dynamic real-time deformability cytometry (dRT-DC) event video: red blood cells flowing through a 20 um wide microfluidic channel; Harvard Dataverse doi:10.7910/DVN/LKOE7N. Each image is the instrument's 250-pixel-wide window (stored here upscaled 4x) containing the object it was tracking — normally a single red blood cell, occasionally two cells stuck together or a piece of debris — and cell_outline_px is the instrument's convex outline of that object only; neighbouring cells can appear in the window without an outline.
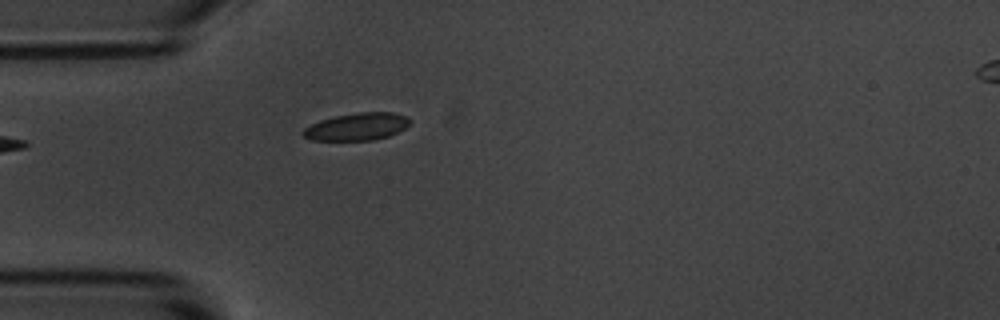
{"species": "common noctule bat (a hibernating species)", "species_latin": "Nyctalus noctula", "temperature_condition": "room temperature", "stored_images_in_passage": 4, "camera_frame_rate_fps": 3000, "um_per_image_px": 0.085, "animal": {"sex": "male", "body_mass_g": 20.1, "forearm_length_mm": 53.5}, "frame": {"image": 1, "passage_image": 4, "time_ms": 4.0, "image_size_px": [1000, 320], "cell_outline_px": [[412, 120], [404, 128], [388, 136], [372, 140], [308, 140], [300, 132], [304, 128], [320, 120], [332, 116], [360, 112], [392, 112], [408, 116]], "centroid_in_image_um": [30.32, 10.76], "position_along_channel_um": 54.7, "area_um2": 17.11}}